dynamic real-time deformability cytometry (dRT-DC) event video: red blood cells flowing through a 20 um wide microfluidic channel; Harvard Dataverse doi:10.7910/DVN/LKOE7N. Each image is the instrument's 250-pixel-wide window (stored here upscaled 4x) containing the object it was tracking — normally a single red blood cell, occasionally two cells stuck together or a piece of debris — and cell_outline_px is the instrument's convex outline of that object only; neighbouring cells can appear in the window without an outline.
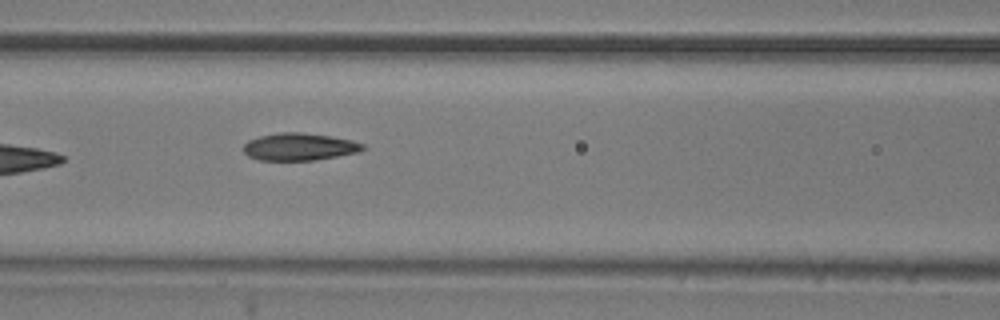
{"species": "common noctule bat (a hibernating species)", "species_latin": "Nyctalus noctula", "temperature_condition": "room temperature", "stored_images_in_passage": 8, "camera_frame_rate_fps": 3000, "um_per_image_px": 0.085, "animal": {"sex": "male", "body_mass_g": 20.5, "forearm_length_mm": 52.5}, "frame": {"image": 1, "passage_image": 7, "time_ms": 2.0, "image_size_px": [1000, 320], "cell_outline_px": [[368, 148], [360, 152], [316, 160], [260, 160], [248, 156], [244, 152], [244, 144], [248, 140], [260, 136], [280, 132], [300, 132], [328, 136], [352, 140], [364, 144]], "centroid_in_image_um": [25.48, 12.48], "position_along_channel_um": 141.1, "area_um2": 19.07}}
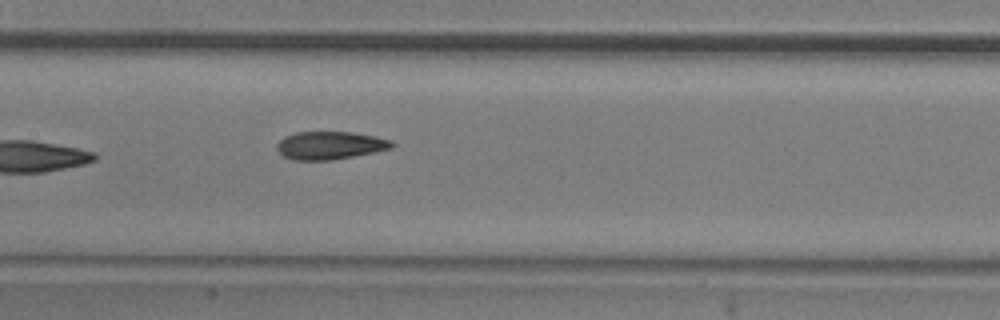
{"frame": {"image": 2, "passage_image": 8, "time_ms": 2.333, "image_size_px": [1000, 320], "cell_outline_px": [[396, 144], [392, 148], [332, 160], [292, 160], [284, 156], [276, 148], [276, 144], [284, 136], [296, 132], [352, 132], [376, 136], [392, 140]], "centroid_in_image_um": [28.05, 12.35], "position_along_channel_um": 179.4, "area_um2": 18.73}}